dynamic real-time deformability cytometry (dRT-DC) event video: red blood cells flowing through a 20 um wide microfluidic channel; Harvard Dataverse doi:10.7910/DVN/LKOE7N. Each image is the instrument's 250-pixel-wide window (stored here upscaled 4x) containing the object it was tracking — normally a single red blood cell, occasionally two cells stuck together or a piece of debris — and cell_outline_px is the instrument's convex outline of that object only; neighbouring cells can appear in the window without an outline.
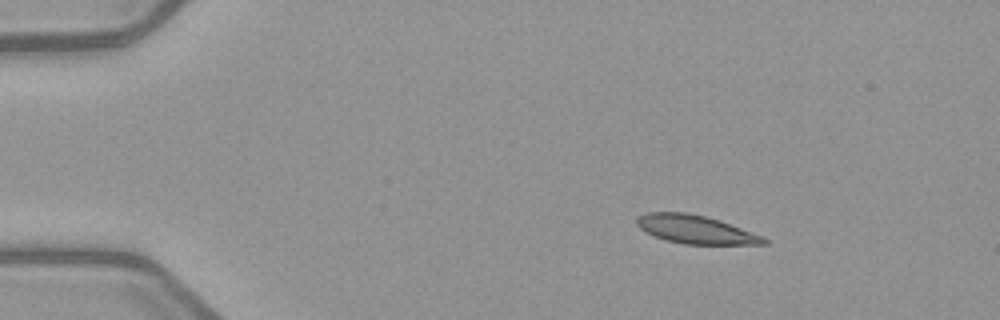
{"species": "common noctule bat (a hibernating species)", "species_latin": "Nyctalus noctula", "temperature_condition": "warm", "stored_images_in_passage": 4, "camera_frame_rate_fps": 3000, "um_per_image_px": 0.085, "animal": {"sex": "female", "body_mass_g": 21.9}, "frame": {"image": 1, "passage_image": 1, "time_ms": 0.0, "image_size_px": [1000, 320], "cell_outline_px": [[768, 244], [684, 244], [668, 240], [656, 236], [640, 228], [636, 224], [636, 216], [648, 212], [684, 212], [704, 216], [720, 220], [764, 236], [768, 240]], "centroid_in_image_um": [59.15, 19.49], "position_along_channel_um": 25.9, "area_um2": 20.87}}
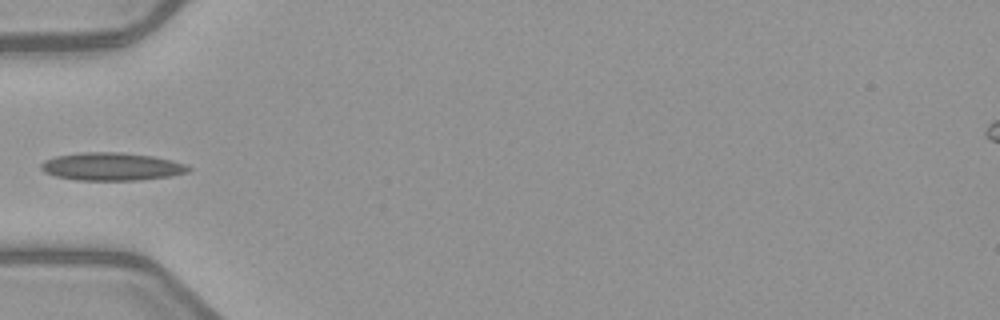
{"frame": {"image": 2, "passage_image": 4, "time_ms": 3.333, "image_size_px": [1000, 320], "cell_outline_px": [[192, 168], [188, 172], [168, 176], [140, 180], [76, 180], [56, 176], [44, 172], [40, 168], [40, 164], [44, 160], [56, 156], [80, 152], [120, 152], [152, 156], [172, 160], [184, 164]], "centroid_in_image_um": [9.46, 14.15], "position_along_channel_um": 75.5, "area_um2": 23.93}}